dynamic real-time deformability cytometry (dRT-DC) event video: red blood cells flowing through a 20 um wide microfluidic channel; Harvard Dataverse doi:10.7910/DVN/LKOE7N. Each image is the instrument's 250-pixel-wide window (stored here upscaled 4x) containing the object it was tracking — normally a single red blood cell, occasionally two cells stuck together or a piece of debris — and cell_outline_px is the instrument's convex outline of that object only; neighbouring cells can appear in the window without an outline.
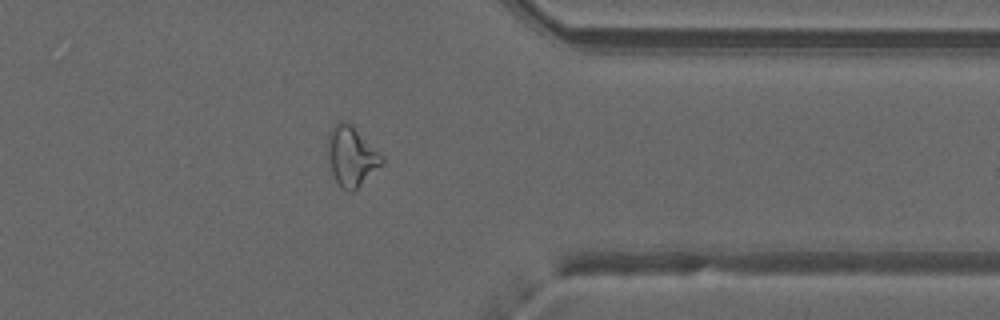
{"species": "common noctule bat (a hibernating species)", "species_latin": "Nyctalus noctula", "temperature_condition": "warm", "stored_images_in_passage": 36, "camera_frame_rate_fps": 3000, "um_per_image_px": 0.085, "animal": {"sex": "male", "forearm_length_mm": 52.5}, "frame": {"image": 1, "passage_image": 26, "time_ms": 8.333, "image_size_px": [1000, 320], "cell_outline_px": [[384, 164], [352, 192], [348, 192], [340, 188], [332, 172], [328, 156], [328, 132], [340, 120], [348, 120], [384, 156]], "centroid_in_image_um": [29.9, 13.26], "position_along_channel_um": 381.5, "area_um2": 19.07}, "authors_computed_cell_mechanics": {"area_um2": 18.8428, "velocity_mm_per_s": 4.0341, "shape_relaxation_time_tau1_ms": null, "shape_relaxation_time_tau2_ms": 3.0421, "deformation_change_tau1": null, "deformation_change_tau2": 0.129}}